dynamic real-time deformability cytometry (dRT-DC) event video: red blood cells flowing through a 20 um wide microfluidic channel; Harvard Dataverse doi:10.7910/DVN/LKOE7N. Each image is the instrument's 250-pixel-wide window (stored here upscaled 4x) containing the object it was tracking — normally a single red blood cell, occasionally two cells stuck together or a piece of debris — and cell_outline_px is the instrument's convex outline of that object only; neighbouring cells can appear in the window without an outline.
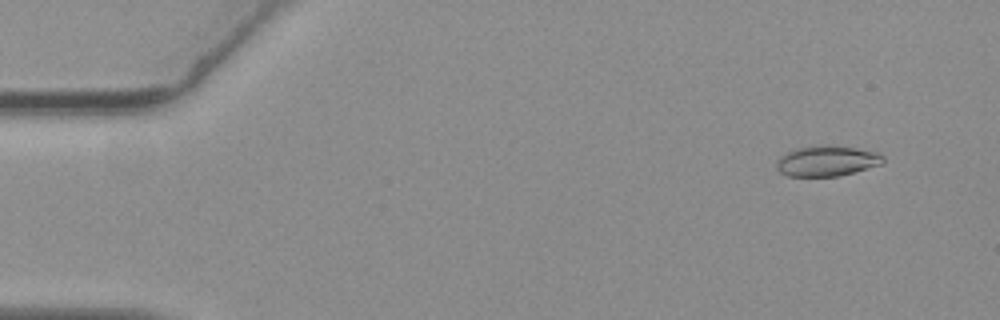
{"species": "common noctule bat (a hibernating species)", "species_latin": "Nyctalus noctula", "temperature_condition": "warm", "stored_images_in_passage": 15, "camera_frame_rate_fps": 3000, "um_per_image_px": 0.085, "animal": {"sex": "female", "body_mass_g": 19.3, "forearm_length_mm": 54.1}, "frame": {"image": 1, "passage_image": 5, "time_ms": 1.333, "image_size_px": [1000, 320], "cell_outline_px": [[884, 164], [836, 176], [788, 176], [780, 172], [776, 168], [776, 160], [780, 156], [796, 148], [856, 148], [880, 152], [884, 156]], "centroid_in_image_um": [70.31, 13.72], "position_along_channel_um": 14.7, "area_um2": 18.21}}